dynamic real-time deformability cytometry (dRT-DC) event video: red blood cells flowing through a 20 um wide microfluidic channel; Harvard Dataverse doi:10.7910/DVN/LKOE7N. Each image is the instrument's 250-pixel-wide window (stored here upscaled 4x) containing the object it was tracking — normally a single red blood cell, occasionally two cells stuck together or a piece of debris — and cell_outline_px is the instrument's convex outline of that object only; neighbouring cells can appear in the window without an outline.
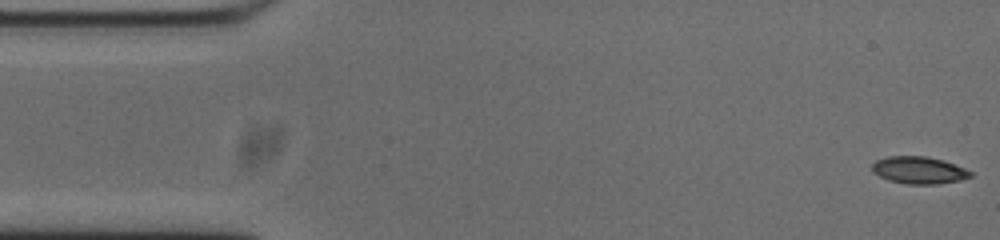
{"species": "common noctule bat (a hibernating species)", "species_latin": "Nyctalus noctula", "temperature_condition": "cold", "stored_images_in_passage": 53, "camera_frame_rate_fps": 3000, "um_per_image_px": 0.085, "animal": {"sex": "male", "body_mass_g": 20.0, "forearm_length_mm": 53.3}, "frame": {"image": 1, "passage_image": 1, "time_ms": 0.0, "image_size_px": [1000, 240], "cell_outline_px": [[972, 176], [960, 180], [936, 184], [904, 184], [888, 180], [872, 172], [872, 164], [876, 160], [888, 156], [924, 156], [944, 160], [964, 168], [972, 172]], "centroid_in_image_um": [78.09, 14.46], "position_along_channel_um": 6.9, "area_um2": 15.61}}
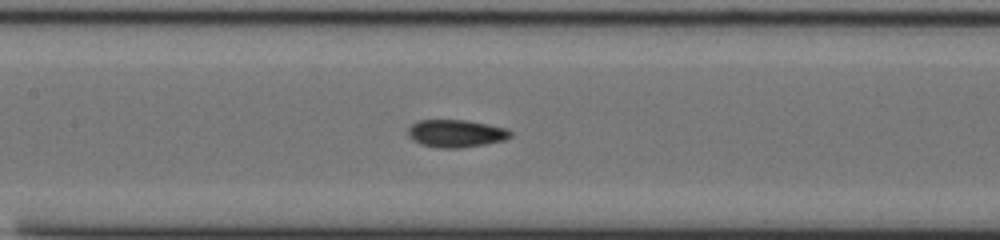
{"frame": {"image": 2, "passage_image": 23, "time_ms": 7.333, "image_size_px": [1000, 240], "cell_outline_px": [[512, 136], [504, 140], [484, 144], [460, 148], [440, 148], [420, 144], [412, 140], [408, 136], [408, 128], [416, 120], [468, 120], [508, 128], [512, 132]], "centroid_in_image_um": [38.76, 11.34], "position_along_channel_um": 168.6, "area_um2": 16.65}}
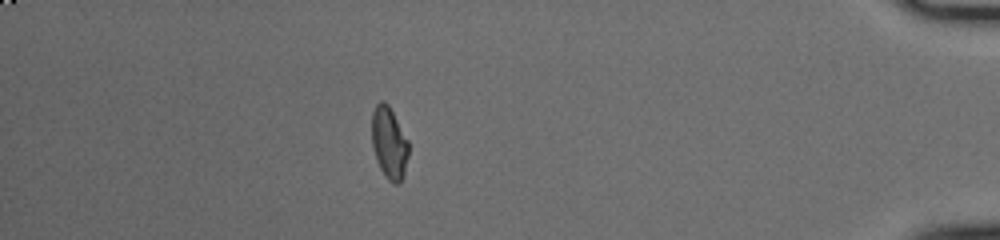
{"frame": {"image": 3, "passage_image": 46, "time_ms": 15.0, "image_size_px": [1000, 240], "cell_outline_px": [[408, 156], [404, 172], [400, 184], [392, 184], [384, 176], [376, 160], [372, 144], [372, 112], [376, 104], [380, 100], [384, 100], [388, 104], [408, 140]], "centroid_in_image_um": [33.07, 12.16], "position_along_channel_um": 402.1, "area_um2": 15.49}, "authors_computed_cell_mechanics": {"area_um2": 15.7794, "velocity_mm_per_s": 3.7797, "shape_relaxation_time_tau1_ms": 3.6134, "shape_relaxation_time_tau2_ms": 2.5956, "deformation_change_tau1": 0.1129, "deformation_change_tau2": 0.0625}}